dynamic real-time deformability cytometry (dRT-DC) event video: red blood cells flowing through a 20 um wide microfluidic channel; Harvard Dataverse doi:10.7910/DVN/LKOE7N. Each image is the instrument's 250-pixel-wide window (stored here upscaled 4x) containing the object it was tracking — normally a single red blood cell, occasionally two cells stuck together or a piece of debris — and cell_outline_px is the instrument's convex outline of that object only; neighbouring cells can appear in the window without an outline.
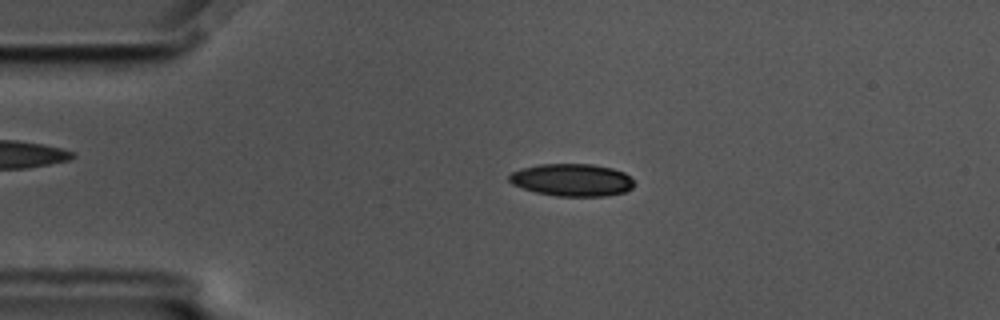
{"species": "common noctule bat (a hibernating species)", "species_latin": "Nyctalus noctula", "temperature_condition": "cold", "stored_images_in_passage": 53, "camera_frame_rate_fps": 3000, "um_per_image_px": 0.085, "animal": {"sex": "male", "body_mass_g": 17.5, "forearm_length_mm": 52.3}, "frame": {"image": 1, "passage_image": 8, "time_ms": 2.333, "image_size_px": [1000, 320], "cell_outline_px": [[636, 184], [632, 188], [624, 192], [604, 196], [556, 196], [536, 192], [512, 184], [508, 180], [508, 176], [512, 172], [520, 168], [540, 164], [592, 164], [612, 168], [624, 172]], "centroid_in_image_um": [48.61, 15.29], "position_along_channel_um": 36.4, "area_um2": 23.64}}
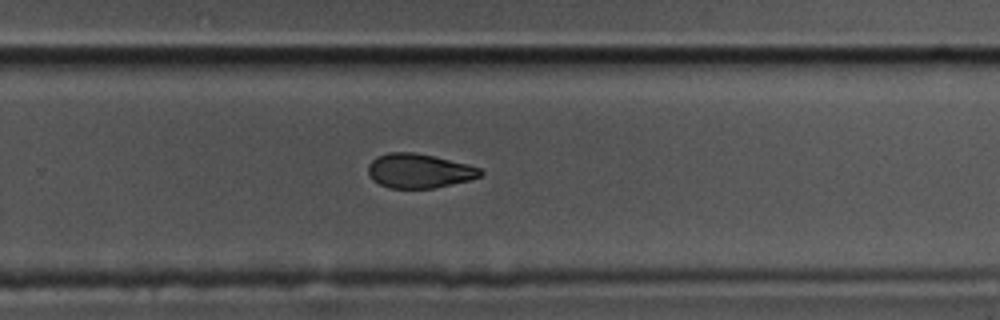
{"frame": {"image": 2, "passage_image": 33, "time_ms": 10.667, "image_size_px": [1000, 320], "cell_outline_px": [[484, 172], [480, 176], [472, 180], [432, 188], [388, 188], [372, 180], [368, 176], [368, 164], [376, 156], [388, 152], [416, 152], [468, 164], [480, 168]], "centroid_in_image_um": [35.61, 14.52], "position_along_channel_um": 294.2, "area_um2": 22.66}}
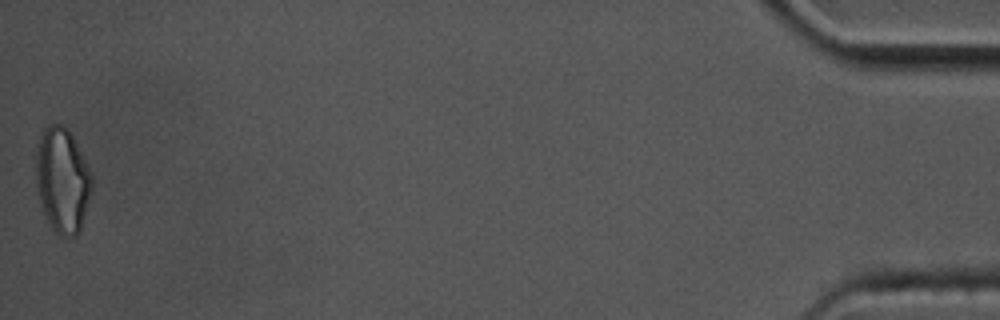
{"frame": {"image": 3, "passage_image": 53, "time_ms": 17.333, "image_size_px": [1000, 320], "cell_outline_px": [[92, 192], [80, 228], [76, 236], [60, 236], [52, 228], [40, 204], [36, 184], [36, 152], [40, 136], [44, 128], [48, 124], [64, 124], [68, 128], [88, 164], [92, 172]], "centroid_in_image_um": [5.31, 15.28], "position_along_channel_um": 429.9, "area_um2": 34.39}, "authors_computed_cell_mechanics": {"area_um2": 24.276, "velocity_mm_per_s": 3.4952, "shape_relaxation_time_tau1_ms": 7.2848, "shape_relaxation_time_tau2_ms": 7.5723, "deformation_change_tau1": 0.164, "deformation_change_tau2": 0.1345}}